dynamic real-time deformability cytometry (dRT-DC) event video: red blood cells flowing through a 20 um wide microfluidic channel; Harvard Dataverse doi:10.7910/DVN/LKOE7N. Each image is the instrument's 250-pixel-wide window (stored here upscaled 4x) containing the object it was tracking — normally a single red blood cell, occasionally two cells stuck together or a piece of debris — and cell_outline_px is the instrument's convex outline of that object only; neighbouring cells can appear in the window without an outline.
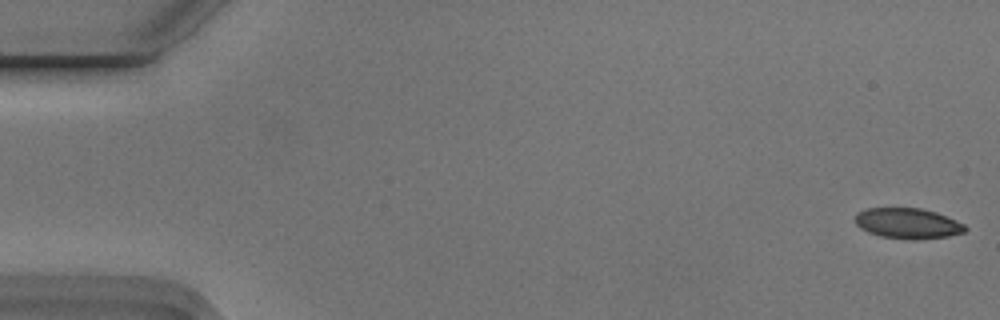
{"species": "Egyptian fruit bat (a non-hibernating species)", "species_latin": "Rousettus aegyptiacus", "temperature_condition": "cold", "stored_images_in_passage": 6, "camera_frame_rate_fps": 3000, "um_per_image_px": 0.085, "animal": {"sex": "male"}, "frame": {"image": 1, "passage_image": 1, "time_ms": 0.0, "image_size_px": [1000, 320], "cell_outline_px": [[968, 228], [964, 232], [948, 236], [916, 240], [908, 240], [880, 236], [868, 232], [860, 228], [856, 224], [856, 212], [864, 208], [920, 208], [936, 212], [956, 220], [964, 224]], "centroid_in_image_um": [77.15, 18.99], "position_along_channel_um": 7.9, "area_um2": 19.71}}